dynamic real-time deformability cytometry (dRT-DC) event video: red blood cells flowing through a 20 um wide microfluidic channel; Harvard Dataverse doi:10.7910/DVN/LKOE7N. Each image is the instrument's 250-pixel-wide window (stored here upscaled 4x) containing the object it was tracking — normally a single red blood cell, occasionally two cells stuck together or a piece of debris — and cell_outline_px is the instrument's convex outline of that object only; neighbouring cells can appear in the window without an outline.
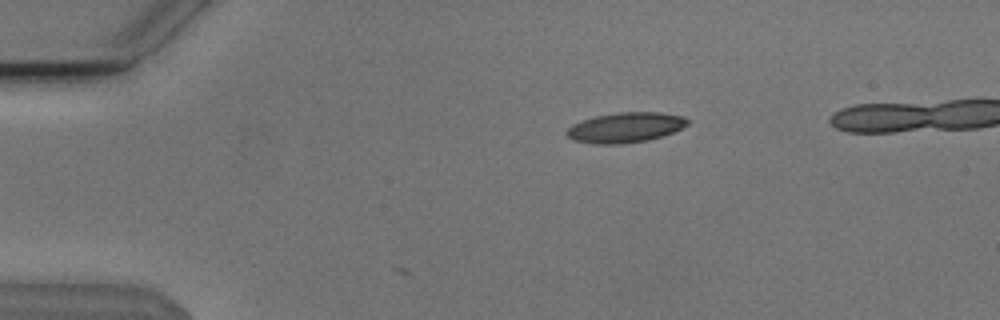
{"species": "Egyptian fruit bat (a non-hibernating species)", "species_latin": "Rousettus aegyptiacus", "temperature_condition": "cold", "stored_images_in_passage": 7, "camera_frame_rate_fps": 3000, "um_per_image_px": 0.085, "animal": {"sex": "male"}, "frame": {"image": 1, "passage_image": 1, "time_ms": 0.0, "image_size_px": [1000, 320], "cell_outline_px": [[688, 124], [664, 136], [648, 140], [620, 144], [596, 144], [576, 140], [568, 136], [564, 132], [572, 124], [596, 116], [620, 112], [660, 112], [684, 116], [688, 120]], "centroid_in_image_um": [53.18, 10.83], "position_along_channel_um": 31.8, "area_um2": 21.04}}
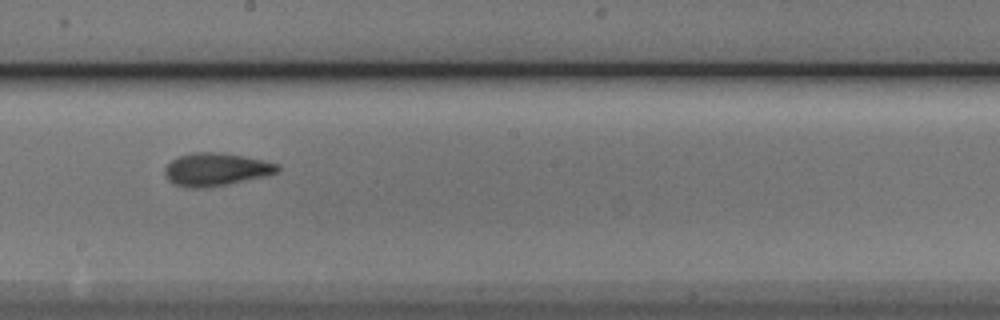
{"frame": {"image": 2, "passage_image": 6, "time_ms": 1.667, "image_size_px": [1000, 320], "cell_outline_px": [[280, 168], [276, 172], [264, 176], [228, 184], [208, 188], [184, 188], [172, 184], [168, 180], [164, 172], [164, 168], [172, 160], [180, 156], [192, 152], [220, 152], [260, 160], [276, 164]], "centroid_in_image_um": [18.27, 14.42], "position_along_channel_um": 229.9, "area_um2": 21.44}}
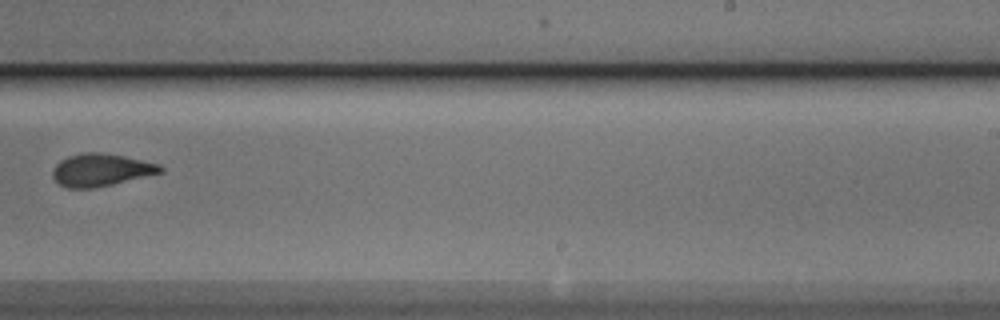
{"frame": {"image": 3, "passage_image": 7, "time_ms": 2.0, "image_size_px": [1000, 320], "cell_outline_px": [[164, 172], [112, 184], [92, 188], [68, 188], [60, 184], [52, 176], [52, 168], [60, 160], [68, 156], [84, 152], [100, 152], [124, 156], [160, 164], [164, 168]], "centroid_in_image_um": [8.58, 14.43], "position_along_channel_um": 280.4, "area_um2": 20.4}}